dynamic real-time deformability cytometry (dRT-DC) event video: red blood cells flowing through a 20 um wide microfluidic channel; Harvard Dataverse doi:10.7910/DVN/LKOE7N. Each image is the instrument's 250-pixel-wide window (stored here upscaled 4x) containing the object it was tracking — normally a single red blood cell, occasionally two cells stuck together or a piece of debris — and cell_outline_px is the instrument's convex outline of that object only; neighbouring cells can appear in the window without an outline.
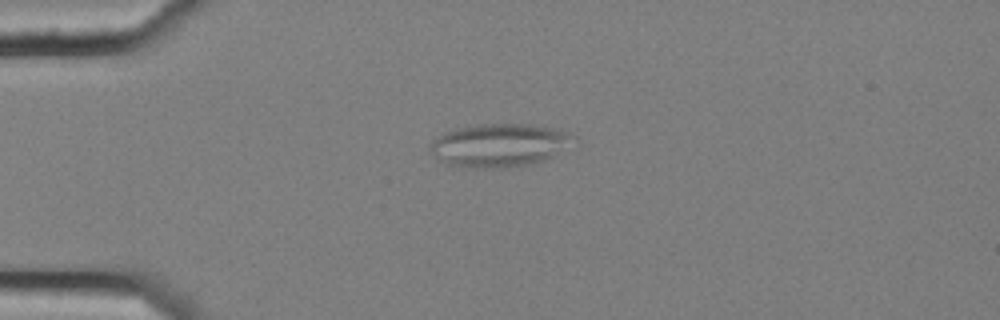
{"species": "common noctule bat (a hibernating species)", "species_latin": "Nyctalus noctula", "temperature_condition": "cold", "stored_images_in_passage": 4, "camera_frame_rate_fps": 3000, "um_per_image_px": 0.085, "animal": {"sex": "female", "body_mass_g": 25.1}, "frame": {"image": 1, "passage_image": 4, "time_ms": 1.0, "image_size_px": [1000, 320], "cell_outline_px": [[580, 144], [544, 160], [528, 164], [492, 168], [472, 168], [448, 164], [440, 160], [428, 148], [432, 140], [444, 132], [456, 128], [476, 124], [532, 124], [556, 128], [568, 132], [576, 136], [580, 140]], "centroid_in_image_um": [42.56, 12.32], "position_along_channel_um": 42.4, "area_um2": 36.76}}